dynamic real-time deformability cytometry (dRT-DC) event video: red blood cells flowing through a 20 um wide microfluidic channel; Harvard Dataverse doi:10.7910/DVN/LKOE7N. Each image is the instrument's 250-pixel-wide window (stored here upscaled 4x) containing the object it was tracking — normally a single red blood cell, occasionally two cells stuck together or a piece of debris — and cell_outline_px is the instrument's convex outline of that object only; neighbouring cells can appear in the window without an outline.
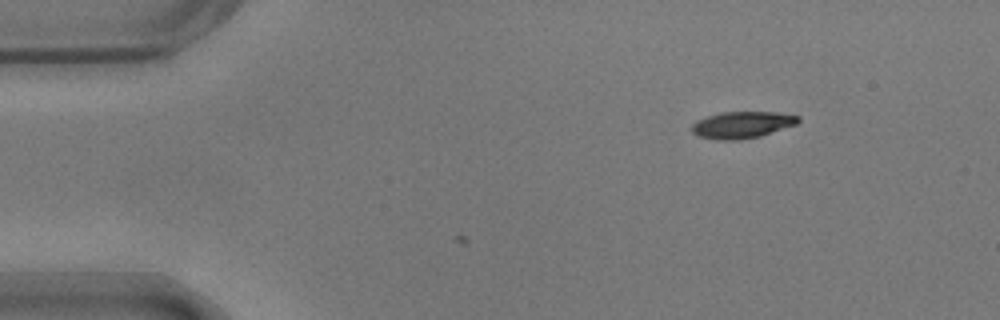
{"species": "common noctule bat (a hibernating species)", "species_latin": "Nyctalus noctula", "temperature_condition": "warm", "stored_images_in_passage": 8, "camera_frame_rate_fps": 3000, "um_per_image_px": 0.085, "animal": {"sex": "male", "body_mass_g": 17.9}, "frame": {"image": 1, "passage_image": 8, "time_ms": 2.333, "image_size_px": [1000, 320], "cell_outline_px": [[800, 120], [796, 124], [760, 136], [740, 140], [716, 140], [700, 136], [692, 132], [692, 124], [696, 120], [720, 112], [776, 112], [800, 116]], "centroid_in_image_um": [63.07, 10.61], "position_along_channel_um": 21.9, "area_um2": 16.53}}